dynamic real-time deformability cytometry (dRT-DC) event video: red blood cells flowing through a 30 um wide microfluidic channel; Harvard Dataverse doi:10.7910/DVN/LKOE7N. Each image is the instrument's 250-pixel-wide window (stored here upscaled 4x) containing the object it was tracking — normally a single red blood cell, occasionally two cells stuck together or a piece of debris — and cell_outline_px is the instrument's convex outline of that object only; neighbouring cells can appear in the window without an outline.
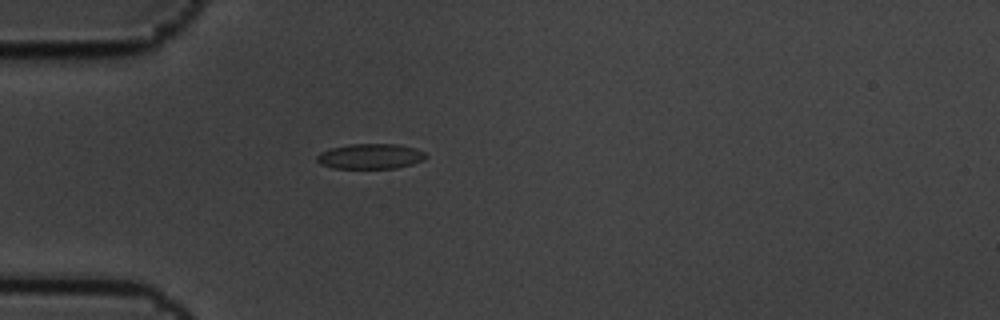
{"species": "common noctule bat (a hibernating species)", "species_latin": "Nyctalus noctula", "temperature_condition": "cold", "stored_images_in_passage": 2, "camera_frame_rate_fps": 3000, "um_per_image_px": 0.085, "animal": {"sex": "male", "body_mass_g": 19.5, "forearm_length_mm": 54.6}, "frame": {"image": 1, "passage_image": 1, "time_ms": 0.0, "image_size_px": [1000, 320], "cell_outline_px": [[428, 156], [424, 160], [412, 164], [396, 168], [332, 168], [320, 164], [316, 160], [316, 156], [320, 152], [332, 148], [348, 144], [400, 144], [416, 148], [424, 152]], "centroid_in_image_um": [31.5, 13.28], "position_along_channel_um": 53.5, "area_um2": 16.13}}